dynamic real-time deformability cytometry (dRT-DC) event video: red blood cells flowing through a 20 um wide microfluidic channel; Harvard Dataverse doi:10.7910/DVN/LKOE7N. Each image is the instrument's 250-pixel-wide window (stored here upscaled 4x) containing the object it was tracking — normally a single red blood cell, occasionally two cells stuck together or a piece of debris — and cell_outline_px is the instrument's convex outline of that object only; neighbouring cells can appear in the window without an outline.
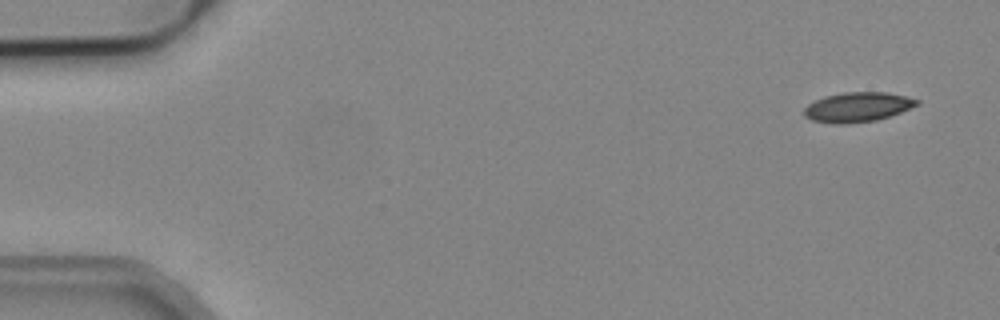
{"species": "common noctule bat (a hibernating species)", "species_latin": "Nyctalus noctula", "temperature_condition": "cold", "stored_images_in_passage": 7, "camera_frame_rate_fps": 3000, "um_per_image_px": 0.085, "animal": {"sex": "male", "body_mass_g": 19.2, "forearm_length_mm": 51.8}, "frame": {"image": 1, "passage_image": 1, "time_ms": 0.0, "image_size_px": [1000, 320], "cell_outline_px": [[920, 104], [900, 112], [876, 120], [844, 124], [836, 124], [812, 120], [804, 116], [804, 108], [808, 104], [824, 96], [844, 92], [888, 92], [920, 100]], "centroid_in_image_um": [72.88, 9.09], "position_along_channel_um": 12.1, "area_um2": 19.42}}
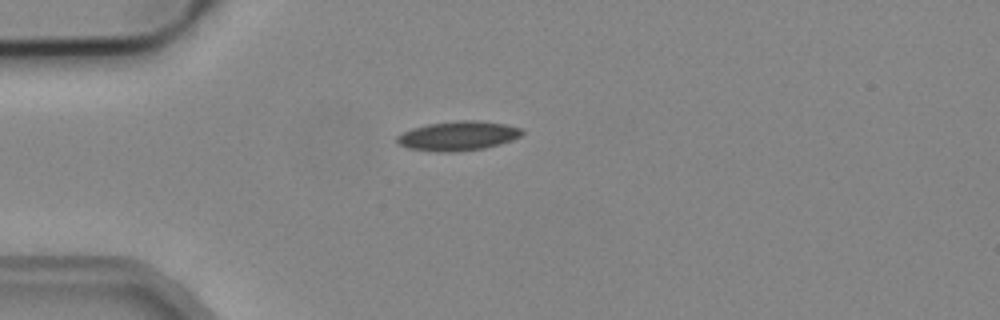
{"frame": {"image": 2, "passage_image": 3, "time_ms": 0.667, "image_size_px": [1000, 320], "cell_outline_px": [[524, 132], [520, 136], [512, 140], [500, 144], [484, 148], [452, 152], [444, 152], [408, 148], [396, 144], [396, 136], [412, 128], [428, 124], [456, 120], [480, 120], [504, 124], [520, 128]], "centroid_in_image_um": [38.92, 11.54], "position_along_channel_um": 46.1, "area_um2": 21.39}}